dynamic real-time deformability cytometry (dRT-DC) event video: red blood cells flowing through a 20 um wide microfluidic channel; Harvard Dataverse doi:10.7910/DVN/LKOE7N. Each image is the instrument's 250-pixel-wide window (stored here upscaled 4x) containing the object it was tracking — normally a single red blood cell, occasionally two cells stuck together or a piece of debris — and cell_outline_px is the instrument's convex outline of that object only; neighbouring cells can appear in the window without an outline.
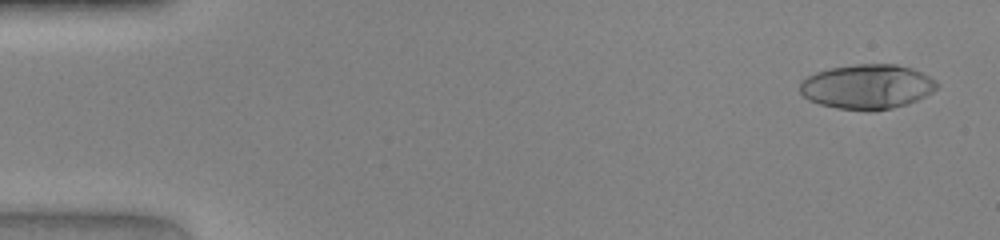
{"species": "human", "species_latin": "Homo sapiens", "temperature_condition": "warm", "stored_images_in_passage": 47, "camera_frame_rate_fps": 3000, "um_per_image_px": 0.085, "donor": {"sex": "female"}, "frame": {"image": 1, "passage_image": 2, "time_ms": 0.333, "image_size_px": [1000, 240], "cell_outline_px": [[940, 84], [932, 92], [908, 104], [892, 108], [836, 108], [820, 104], [808, 100], [800, 92], [800, 80], [816, 72], [828, 68], [856, 64], [896, 64], [912, 68], [936, 80]], "centroid_in_image_um": [73.7, 7.33], "position_along_channel_um": 11.3, "area_um2": 35.14}}
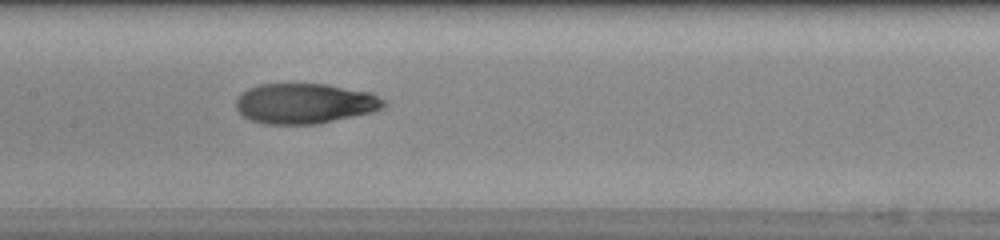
{"frame": {"image": 2, "passage_image": 23, "time_ms": 7.333, "image_size_px": [1000, 240], "cell_outline_px": [[388, 104], [384, 108], [372, 112], [320, 124], [264, 124], [252, 120], [244, 116], [236, 108], [236, 100], [248, 88], [260, 84], [324, 84], [372, 92], [388, 100]], "centroid_in_image_um": [25.99, 8.8], "position_along_channel_um": 181.4, "area_um2": 34.91}}
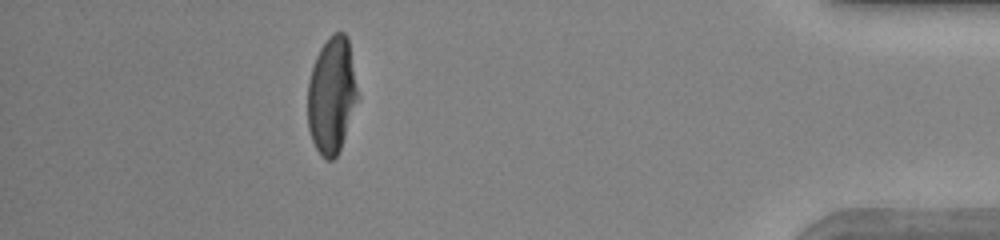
{"frame": {"image": 3, "passage_image": 42, "time_ms": 13.667, "image_size_px": [1000, 240], "cell_outline_px": [[360, 96], [340, 148], [336, 156], [332, 160], [324, 160], [320, 156], [312, 140], [308, 128], [308, 80], [316, 56], [320, 48], [328, 36], [336, 32], [344, 32], [348, 36]], "centroid_in_image_um": [28.21, 8.08], "position_along_channel_um": 407.0, "area_um2": 34.45}}